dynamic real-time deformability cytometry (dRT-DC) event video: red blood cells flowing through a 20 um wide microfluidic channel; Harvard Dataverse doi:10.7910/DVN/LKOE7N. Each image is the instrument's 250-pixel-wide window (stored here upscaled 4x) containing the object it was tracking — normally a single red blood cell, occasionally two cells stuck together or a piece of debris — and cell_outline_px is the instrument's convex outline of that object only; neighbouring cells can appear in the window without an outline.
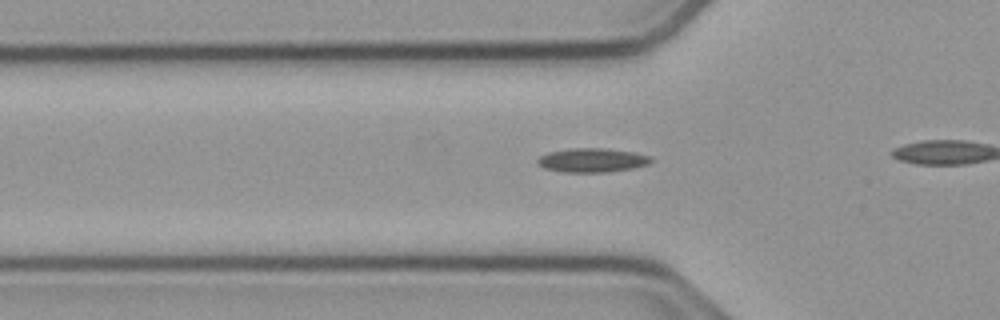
{"species": "common noctule bat (a hibernating species)", "species_latin": "Nyctalus noctula", "temperature_condition": "cold", "stored_images_in_passage": 35, "camera_frame_rate_fps": 3000, "um_per_image_px": 0.085, "animal": {"sex": "male", "body_mass_g": 23.1, "forearm_length_mm": 52.7}, "frame": {"image": 1, "passage_image": 11, "time_ms": 3.333, "image_size_px": [1000, 320], "cell_outline_px": [[652, 160], [648, 164], [632, 168], [608, 172], [564, 172], [544, 168], [536, 164], [536, 160], [540, 156], [548, 152], [572, 148], [604, 148], [636, 152], [652, 156]], "centroid_in_image_um": [50.33, 13.61], "position_along_channel_um": 75.5, "area_um2": 16.01}}
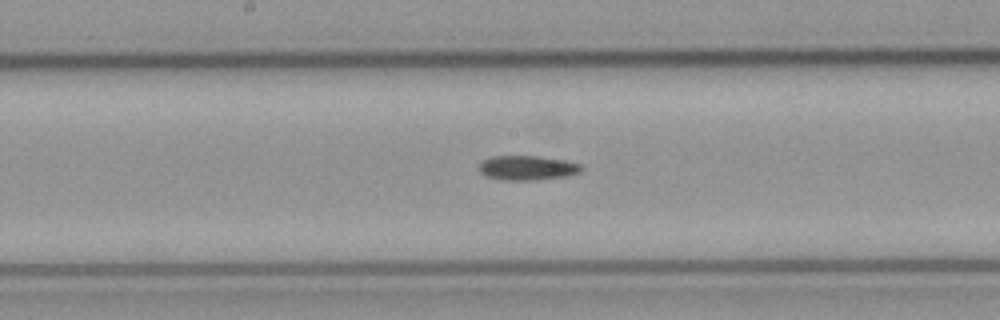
{"frame": {"image": 2, "passage_image": 21, "time_ms": 6.667, "image_size_px": [1000, 320], "cell_outline_px": [[584, 168], [580, 172], [568, 176], [536, 180], [500, 180], [488, 176], [480, 172], [480, 164], [484, 160], [492, 156], [536, 156], [564, 160], [580, 164]], "centroid_in_image_um": [44.85, 14.27], "position_along_channel_um": 203.3, "area_um2": 14.57}}
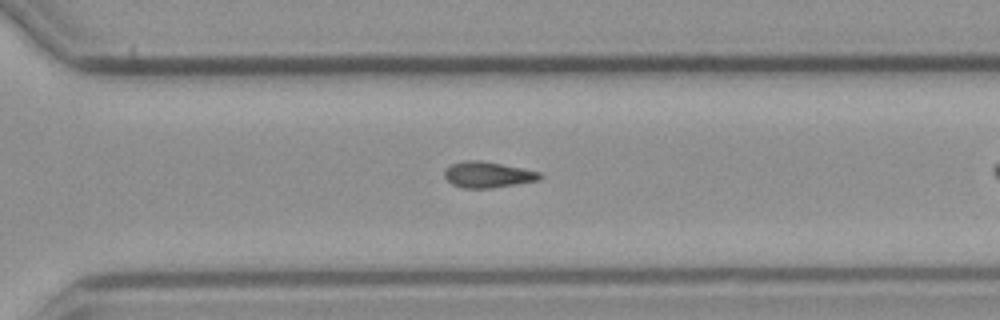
{"frame": {"image": 3, "passage_image": 31, "time_ms": 10.0, "image_size_px": [1000, 320], "cell_outline_px": [[544, 176], [540, 180], [492, 188], [460, 188], [452, 184], [444, 176], [444, 172], [452, 164], [468, 160], [480, 160], [540, 172]], "centroid_in_image_um": [41.48, 14.86], "position_along_channel_um": 329.1, "area_um2": 14.28}}